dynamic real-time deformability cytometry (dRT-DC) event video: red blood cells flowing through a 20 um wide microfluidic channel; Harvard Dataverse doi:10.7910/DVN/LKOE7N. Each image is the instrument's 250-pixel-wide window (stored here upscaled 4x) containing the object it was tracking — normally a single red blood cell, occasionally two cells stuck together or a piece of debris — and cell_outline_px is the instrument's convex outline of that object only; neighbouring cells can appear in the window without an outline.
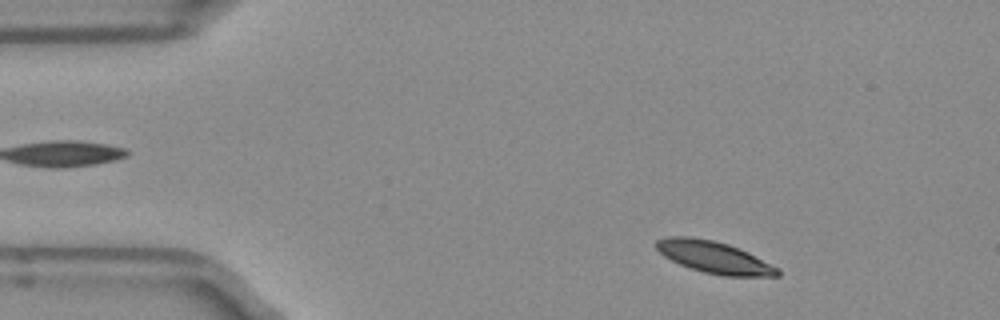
{"species": "Egyptian fruit bat (a non-hibernating species)", "species_latin": "Rousettus aegyptiacus", "temperature_condition": "room temperature", "stored_images_in_passage": 49, "camera_frame_rate_fps": 3000, "um_per_image_px": 0.085, "frame": {"image": 1, "passage_image": 5, "time_ms": 1.333, "image_size_px": [1000, 320], "cell_outline_px": [[780, 276], [724, 276], [704, 272], [680, 264], [664, 256], [656, 248], [656, 240], [668, 236], [688, 236], [712, 240], [728, 244], [748, 252], [780, 268]], "centroid_in_image_um": [60.72, 21.86], "position_along_channel_um": 24.3, "area_um2": 22.43}}
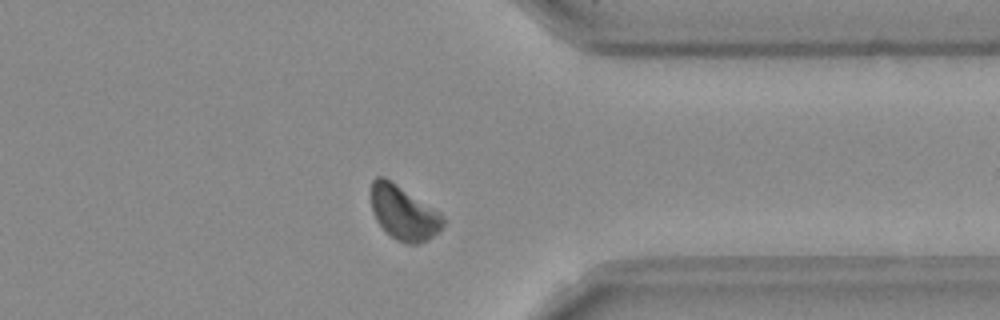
{"frame": {"image": 2, "passage_image": 38, "time_ms": 12.333, "image_size_px": [1000, 320], "cell_outline_px": [[444, 224], [428, 240], [416, 244], [408, 244], [396, 240], [376, 220], [372, 212], [372, 180], [376, 176], [384, 176], [440, 212], [444, 216]], "centroid_in_image_um": [34.31, 18.08], "position_along_channel_um": 377.1, "area_um2": 22.37}}
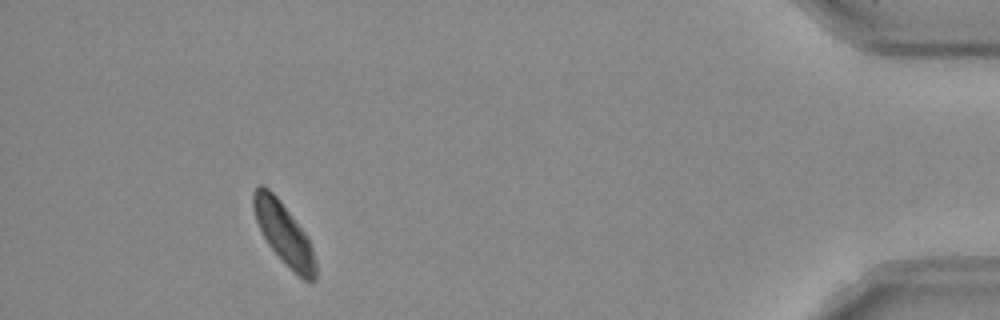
{"frame": {"image": 3, "passage_image": 45, "time_ms": 14.667, "image_size_px": [1000, 320], "cell_outline_px": [[316, 280], [304, 280], [268, 244], [256, 220], [252, 204], [252, 192], [260, 184], [268, 188], [276, 196], [304, 232], [312, 248], [316, 264]], "centroid_in_image_um": [24.11, 19.8], "position_along_channel_um": 411.1, "area_um2": 21.39}, "authors_computed_cell_mechanics": {"area_um2": 23.0622, "velocity_mm_per_s": 3.8878, "shape_relaxation_time_tau1_ms": 2.8005, "shape_relaxation_time_tau2_ms": null, "deformation_change_tau1": 0.095, "deformation_change_tau2": null}}